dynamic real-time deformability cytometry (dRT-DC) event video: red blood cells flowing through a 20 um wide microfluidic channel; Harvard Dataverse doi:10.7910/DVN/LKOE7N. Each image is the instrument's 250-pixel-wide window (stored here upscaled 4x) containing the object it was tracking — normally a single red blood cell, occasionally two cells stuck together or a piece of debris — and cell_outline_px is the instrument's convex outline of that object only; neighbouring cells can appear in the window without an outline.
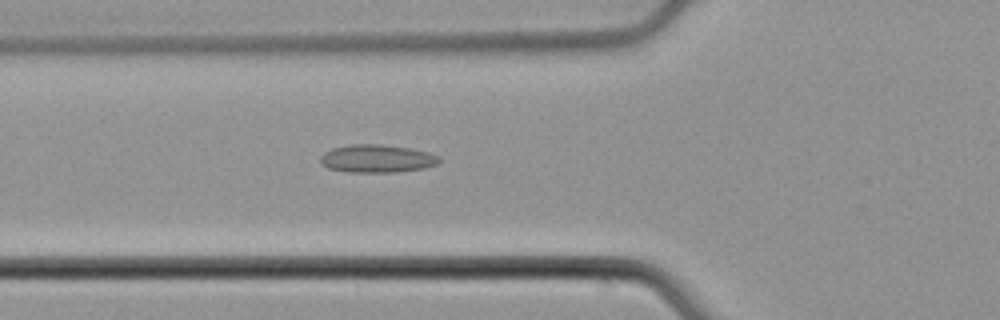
{"species": "common noctule bat (a hibernating species)", "species_latin": "Nyctalus noctula", "temperature_condition": "cold", "stored_images_in_passage": 36, "camera_frame_rate_fps": 3000, "um_per_image_px": 0.085, "animal": {"sex": "male", "body_mass_g": 21.5, "forearm_length_mm": 52.0}, "frame": {"image": 1, "passage_image": 13, "time_ms": 4.0, "image_size_px": [1000, 320], "cell_outline_px": [[440, 160], [436, 164], [424, 168], [396, 172], [348, 172], [328, 168], [320, 164], [320, 156], [324, 152], [332, 148], [352, 144], [380, 144], [412, 148], [428, 152], [440, 156]], "centroid_in_image_um": [32.03, 13.48], "position_along_channel_um": 93.8, "area_um2": 19.48}}
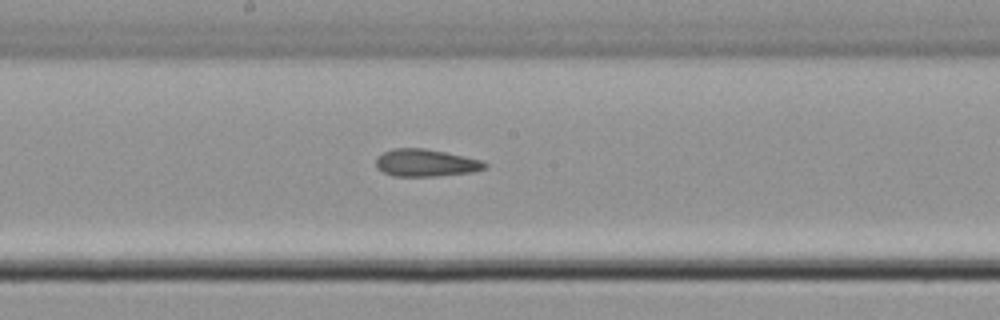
{"frame": {"image": 2, "passage_image": 22, "time_ms": 7.0, "image_size_px": [1000, 320], "cell_outline_px": [[488, 168], [476, 172], [436, 176], [392, 176], [376, 168], [376, 156], [392, 148], [424, 148], [444, 152], [480, 160], [488, 164]], "centroid_in_image_um": [36.19, 13.85], "position_along_channel_um": 212.0, "area_um2": 17.46}}
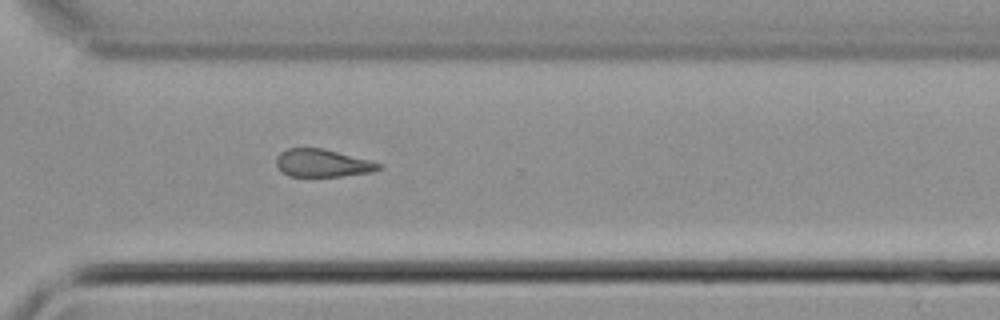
{"frame": {"image": 3, "passage_image": 32, "time_ms": 10.333, "image_size_px": [1000, 320], "cell_outline_px": [[384, 168], [372, 172], [340, 176], [288, 176], [276, 164], [276, 156], [280, 152], [288, 148], [324, 148], [368, 160], [380, 164]], "centroid_in_image_um": [27.4, 13.86], "position_along_channel_um": 343.2, "area_um2": 16.42}, "authors_computed_cell_mechanics": {"area_um2": 17.7446, "velocity_mm_per_s": 3.935, "shape_relaxation_time_tau1_ms": null, "shape_relaxation_time_tau2_ms": 2.8478, "deformation_change_tau1": null, "deformation_change_tau2": 0.1152}}